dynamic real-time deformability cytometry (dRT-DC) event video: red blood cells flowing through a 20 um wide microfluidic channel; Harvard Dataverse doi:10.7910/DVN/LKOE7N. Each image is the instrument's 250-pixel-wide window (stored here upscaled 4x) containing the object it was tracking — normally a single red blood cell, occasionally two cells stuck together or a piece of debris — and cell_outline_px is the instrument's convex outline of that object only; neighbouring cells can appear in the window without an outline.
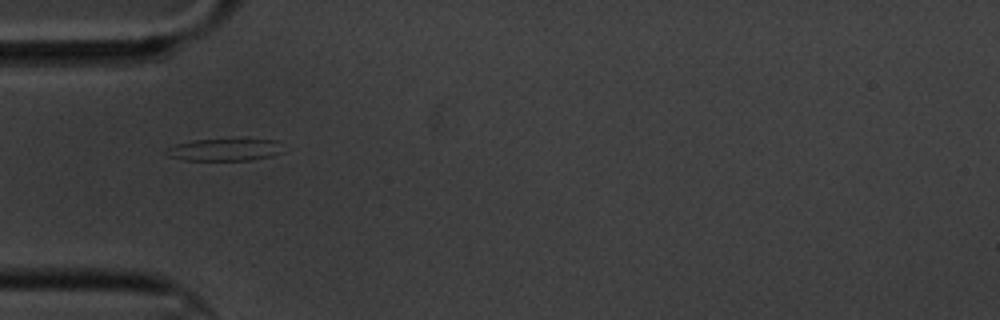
{"species": "common noctule bat (a hibernating species)", "species_latin": "Nyctalus noctula", "temperature_condition": "cold", "stored_images_in_passage": 2, "camera_frame_rate_fps": 3000, "um_per_image_px": 0.085, "animal": {"sex": "male", "body_mass_g": 20.1, "forearm_length_mm": 53.5}, "frame": {"image": 1, "passage_image": 1, "time_ms": 0.0, "image_size_px": [1000, 320], "cell_outline_px": [[284, 152], [272, 156], [248, 160], [184, 160], [168, 156], [164, 152], [168, 148], [176, 144], [192, 140], [276, 140]], "centroid_in_image_um": [19.07, 12.74], "position_along_channel_um": 65.9, "area_um2": 14.85}}
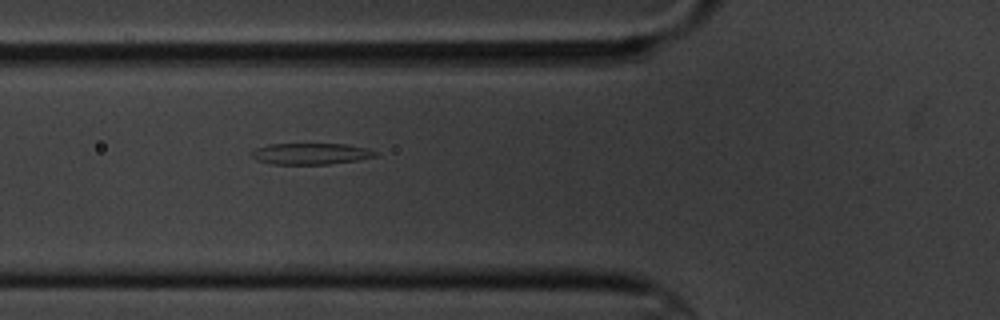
{"frame": {"image": 2, "passage_image": 2, "time_ms": 1.0, "image_size_px": [1000, 320], "cell_outline_px": [[380, 152], [376, 156], [356, 160], [328, 164], [272, 164], [256, 160], [252, 156], [252, 152], [256, 148], [268, 144], [348, 144], [368, 148]], "centroid_in_image_um": [26.45, 13.06], "position_along_channel_um": 99.4, "area_um2": 15.37}}